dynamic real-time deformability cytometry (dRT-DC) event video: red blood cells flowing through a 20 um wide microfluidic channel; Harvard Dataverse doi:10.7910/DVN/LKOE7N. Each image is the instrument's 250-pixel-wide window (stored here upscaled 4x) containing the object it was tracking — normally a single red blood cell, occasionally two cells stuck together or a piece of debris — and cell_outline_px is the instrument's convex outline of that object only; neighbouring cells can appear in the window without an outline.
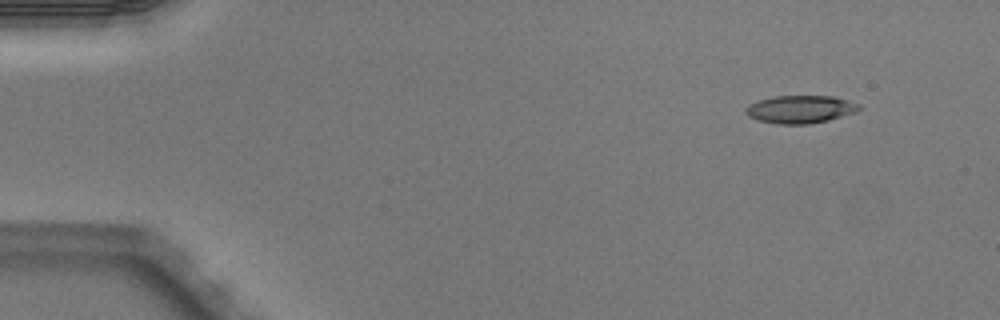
{"species": "Egyptian fruit bat (a non-hibernating species)", "species_latin": "Rousettus aegyptiacus", "temperature_condition": "warm", "stored_images_in_passage": 4, "camera_frame_rate_fps": 3000, "um_per_image_px": 0.085, "animal": {"sex": "male"}, "frame": {"image": 1, "passage_image": 2, "time_ms": 0.333, "image_size_px": [1000, 320], "cell_outline_px": [[860, 108], [856, 112], [828, 120], [808, 124], [776, 124], [760, 120], [748, 116], [744, 112], [744, 108], [748, 104], [760, 100], [776, 96], [832, 96], [860, 104]], "centroid_in_image_um": [68.0, 9.29], "position_along_channel_um": 17.0, "area_um2": 18.26}}